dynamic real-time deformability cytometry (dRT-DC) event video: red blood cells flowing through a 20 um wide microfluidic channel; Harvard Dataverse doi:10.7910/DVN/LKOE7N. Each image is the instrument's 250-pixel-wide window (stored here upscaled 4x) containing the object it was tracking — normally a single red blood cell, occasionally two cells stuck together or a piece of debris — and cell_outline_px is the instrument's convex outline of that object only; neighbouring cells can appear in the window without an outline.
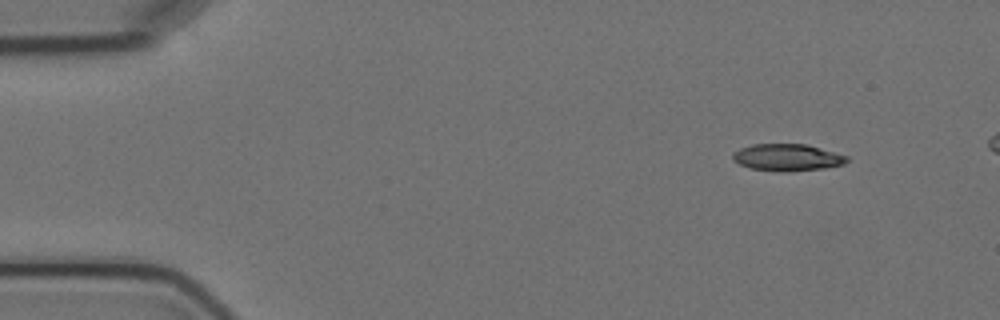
{"species": "Egyptian fruit bat (a non-hibernating species)", "species_latin": "Rousettus aegyptiacus", "temperature_condition": "cold", "stored_images_in_passage": 5, "camera_frame_rate_fps": 3000, "um_per_image_px": 0.085, "animal": {"sex": "female"}, "frame": {"image": 1, "passage_image": 1, "time_ms": 0.0, "image_size_px": [1000, 320], "cell_outline_px": [[848, 160], [844, 164], [824, 168], [788, 172], [748, 168], [732, 160], [732, 152], [740, 148], [752, 144], [808, 144], [848, 156]], "centroid_in_image_um": [66.9, 13.38], "position_along_channel_um": 18.1, "area_um2": 18.03}}